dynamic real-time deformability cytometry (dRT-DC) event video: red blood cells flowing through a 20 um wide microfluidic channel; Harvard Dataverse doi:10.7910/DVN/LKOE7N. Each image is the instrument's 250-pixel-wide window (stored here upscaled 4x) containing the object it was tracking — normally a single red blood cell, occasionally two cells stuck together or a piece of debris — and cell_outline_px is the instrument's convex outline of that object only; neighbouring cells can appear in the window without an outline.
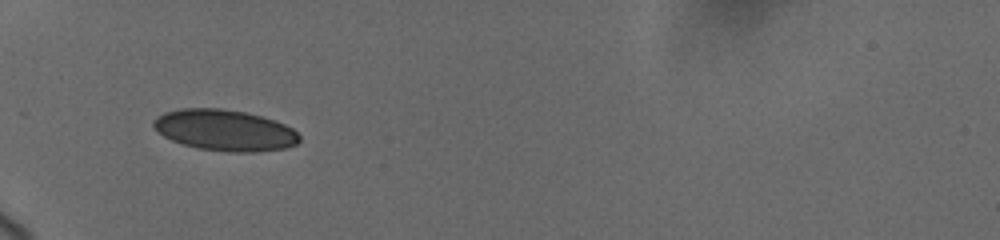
{"species": "human", "species_latin": "Homo sapiens", "temperature_condition": "cold", "stored_images_in_passage": 67, "camera_frame_rate_fps": 3000, "um_per_image_px": 0.085, "donor": {"sex": "female"}, "frame": {"image": 1, "passage_image": 1, "time_ms": 0.0, "image_size_px": [1000, 240], "cell_outline_px": [[300, 140], [296, 144], [284, 148], [256, 152], [228, 152], [200, 148], [184, 144], [172, 140], [164, 136], [152, 128], [152, 120], [156, 116], [164, 112], [180, 108], [220, 108], [244, 112], [276, 120], [292, 128], [300, 136]], "centroid_in_image_um": [19.07, 11.06], "position_along_channel_um": 65.9, "area_um2": 35.03}}
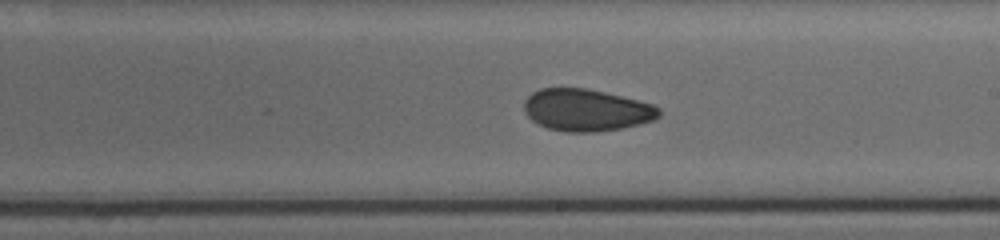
{"frame": {"image": 2, "passage_image": 28, "time_ms": 5.0, "image_size_px": [1000, 240], "cell_outline_px": [[660, 116], [652, 120], [640, 124], [624, 128], [596, 132], [564, 132], [548, 128], [532, 120], [524, 112], [524, 100], [532, 92], [540, 88], [584, 88], [604, 92], [652, 104], [660, 108]], "centroid_in_image_um": [49.83, 9.36], "position_along_channel_um": 239.2, "area_um2": 33.0}}
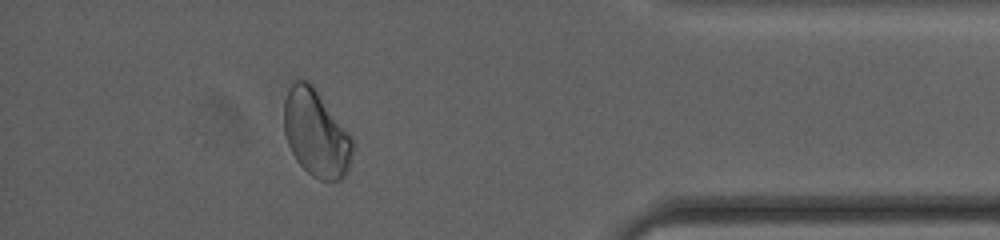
{"frame": {"image": 3, "passage_image": 57, "time_ms": 10.333, "image_size_px": [1000, 240], "cell_outline_px": [[352, 152], [348, 172], [340, 180], [320, 180], [312, 176], [296, 160], [288, 144], [284, 132], [284, 100], [288, 80], [308, 80], [316, 88], [352, 136]], "centroid_in_image_um": [26.84, 11.27], "position_along_channel_um": 408.4, "area_um2": 35.2}, "authors_computed_cell_mechanics": {"area_um2": 33.9864, "velocity_mm_per_s": 3.679, "shape_relaxation_time_tau1_ms": null, "shape_relaxation_time_tau2_ms": 2.7245, "deformation_change_tau1": null, "deformation_change_tau2": 0.0635}}